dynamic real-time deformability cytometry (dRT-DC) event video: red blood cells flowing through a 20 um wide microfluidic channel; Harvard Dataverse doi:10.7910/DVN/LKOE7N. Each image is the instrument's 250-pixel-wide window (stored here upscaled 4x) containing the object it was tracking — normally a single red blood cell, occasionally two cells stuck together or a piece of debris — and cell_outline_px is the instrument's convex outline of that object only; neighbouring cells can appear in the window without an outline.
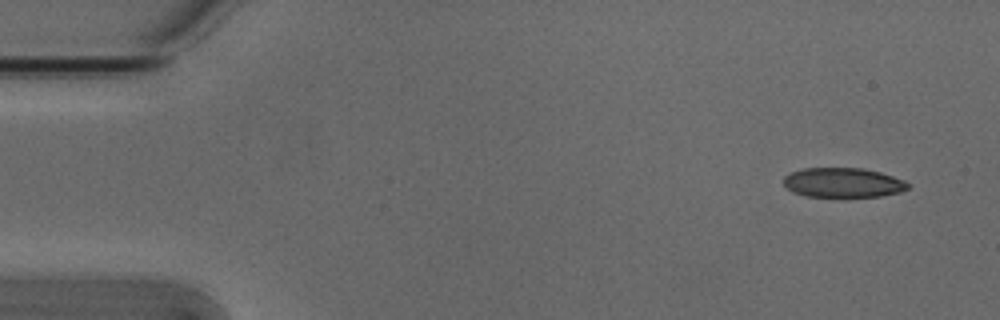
{"species": "Egyptian fruit bat (a non-hibernating species)", "species_latin": "Rousettus aegyptiacus", "temperature_condition": "cold", "stored_images_in_passage": 5, "camera_frame_rate_fps": 3000, "um_per_image_px": 0.085, "animal": {"sex": "male"}, "frame": {"image": 1, "passage_image": 1, "time_ms": 0.0, "image_size_px": [1000, 320], "cell_outline_px": [[908, 188], [900, 192], [880, 196], [844, 200], [804, 196], [792, 192], [784, 188], [784, 176], [792, 172], [804, 168], [864, 168], [880, 172], [904, 180], [908, 184]], "centroid_in_image_um": [71.62, 15.58], "position_along_channel_um": 13.4, "area_um2": 22.48}}
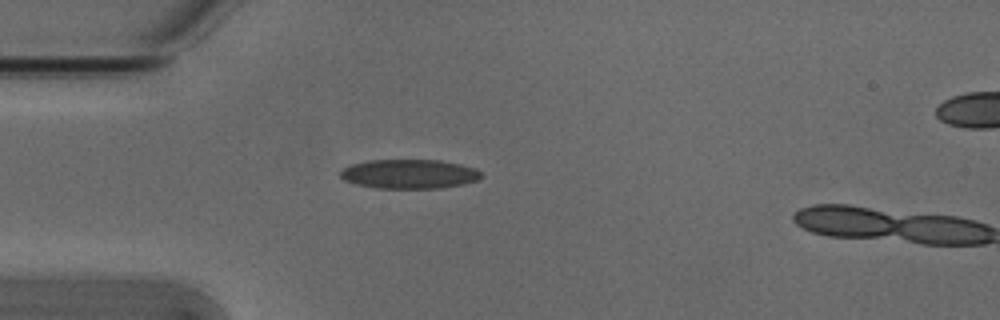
{"frame": {"image": 2, "passage_image": 4, "time_ms": 1.0, "image_size_px": [1000, 320], "cell_outline_px": [[484, 176], [480, 180], [464, 184], [440, 188], [376, 188], [356, 184], [344, 180], [340, 176], [340, 172], [344, 168], [352, 164], [368, 160], [440, 160], [460, 164], [476, 168]], "centroid_in_image_um": [34.83, 14.79], "position_along_channel_um": 50.2, "area_um2": 24.16}}